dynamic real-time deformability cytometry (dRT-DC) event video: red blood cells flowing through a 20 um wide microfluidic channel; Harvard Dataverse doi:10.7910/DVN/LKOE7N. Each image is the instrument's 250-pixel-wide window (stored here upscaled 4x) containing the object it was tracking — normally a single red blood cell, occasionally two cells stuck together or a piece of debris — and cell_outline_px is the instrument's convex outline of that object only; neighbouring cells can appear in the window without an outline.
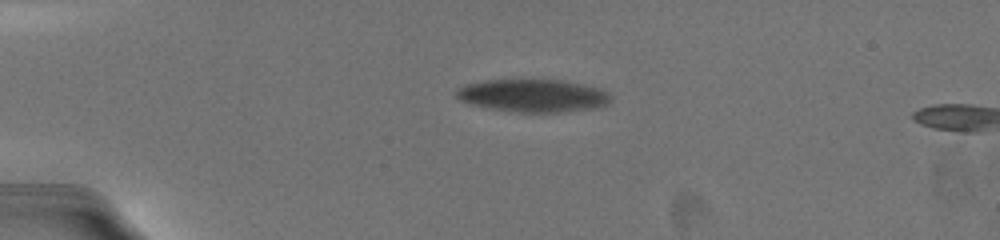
{"species": "common noctule bat (a hibernating species)", "species_latin": "Nyctalus noctula", "temperature_condition": "warm", "stored_images_in_passage": 3, "camera_frame_rate_fps": 3000, "um_per_image_px": 0.085, "animal": {"sex": "female", "body_mass_g": 19.5, "forearm_length_mm": 54.1}, "frame": {"image": 1, "passage_image": 1, "time_ms": 0.0, "image_size_px": [1000, 240], "cell_outline_px": [[608, 100], [600, 104], [576, 108], [548, 112], [528, 112], [500, 108], [480, 104], [464, 100], [456, 92], [460, 88], [468, 84], [484, 80], [560, 80], [584, 84], [596, 88], [604, 92], [608, 96]], "centroid_in_image_um": [45.26, 8.07], "position_along_channel_um": 39.7, "area_um2": 27.05}}